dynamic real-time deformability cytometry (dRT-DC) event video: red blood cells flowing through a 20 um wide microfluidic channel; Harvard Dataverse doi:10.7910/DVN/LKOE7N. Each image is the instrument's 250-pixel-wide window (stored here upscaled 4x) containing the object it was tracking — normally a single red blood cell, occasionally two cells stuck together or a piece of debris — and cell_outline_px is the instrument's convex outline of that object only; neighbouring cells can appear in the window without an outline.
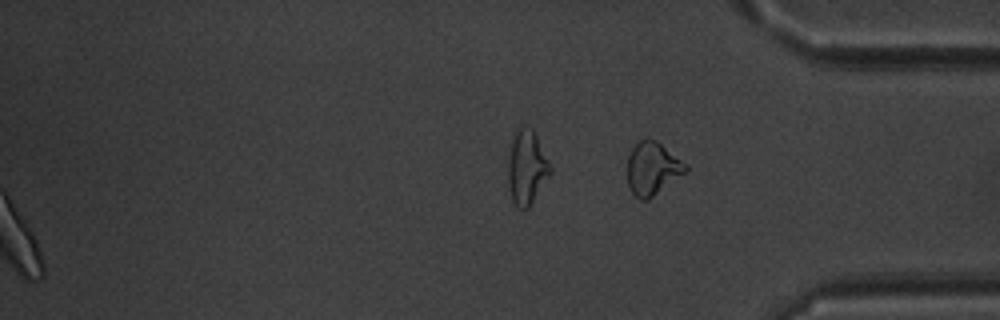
{"species": "common noctule bat (a hibernating species)", "species_latin": "Nyctalus noctula", "temperature_condition": "warm", "stored_images_in_passage": 46, "segment_of_instrument_passage": [2, 2], "camera_frame_rate_fps": 3000, "um_per_image_px": 0.085, "animal": {"sex": "male", "body_mass_g": 20.1, "forearm_length_mm": 53.5}, "frame": {"image": 1, "passage_image": 46, "time_ms": 15.0, "image_size_px": [1000, 320], "cell_outline_px": [[688, 168], [684, 172], [648, 200], [640, 200], [632, 192], [628, 184], [628, 156], [632, 148], [640, 140], [656, 140], [688, 164]], "centroid_in_image_um": [55.45, 14.32], "position_along_channel_um": 379.7, "area_um2": 17.57}}